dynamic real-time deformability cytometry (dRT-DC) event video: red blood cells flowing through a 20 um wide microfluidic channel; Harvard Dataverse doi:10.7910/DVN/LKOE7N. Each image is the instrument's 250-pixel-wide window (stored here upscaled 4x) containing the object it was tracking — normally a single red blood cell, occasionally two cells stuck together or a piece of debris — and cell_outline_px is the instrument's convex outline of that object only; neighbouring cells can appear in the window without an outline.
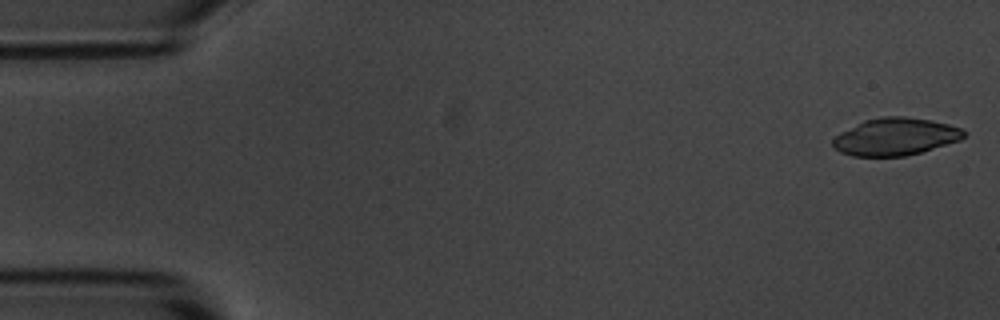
{"species": "common noctule bat (a hibernating species)", "species_latin": "Nyctalus noctula", "temperature_condition": "room temperature", "stored_images_in_passage": 5, "camera_frame_rate_fps": 3000, "um_per_image_px": 0.085, "animal": {"sex": "male", "body_mass_g": 20.1, "forearm_length_mm": 53.5}, "frame": {"image": 1, "passage_image": 1, "time_ms": 0.0, "image_size_px": [1000, 320], "cell_outline_px": [[968, 132], [960, 140], [920, 152], [904, 156], [852, 156], [840, 152], [832, 144], [832, 140], [840, 132], [864, 120], [880, 116], [904, 116], [932, 120], [964, 128]], "centroid_in_image_um": [76.13, 11.6], "position_along_channel_um": 8.9, "area_um2": 28.61}}